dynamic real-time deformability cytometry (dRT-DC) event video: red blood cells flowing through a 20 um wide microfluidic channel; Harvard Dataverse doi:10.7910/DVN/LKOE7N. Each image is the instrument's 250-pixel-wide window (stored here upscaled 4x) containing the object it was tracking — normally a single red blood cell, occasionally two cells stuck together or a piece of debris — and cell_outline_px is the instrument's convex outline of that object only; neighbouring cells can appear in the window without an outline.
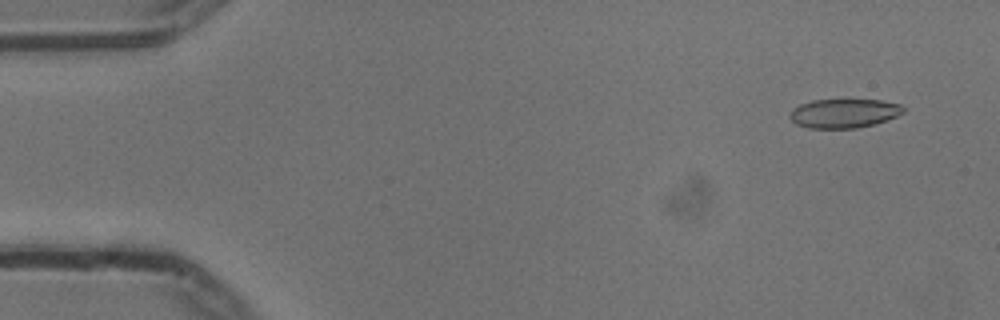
{"species": "common noctule bat (a hibernating species)", "species_latin": "Nyctalus noctula", "temperature_condition": "cold", "stored_images_in_passage": 53, "camera_frame_rate_fps": 3000, "um_per_image_px": 0.085, "animal": {"sex": "male", "body_mass_g": 13.3}, "frame": {"image": 1, "passage_image": 2, "time_ms": 0.333, "image_size_px": [1000, 320], "cell_outline_px": [[904, 112], [888, 120], [856, 128], [808, 128], [796, 124], [788, 116], [788, 112], [792, 108], [800, 104], [812, 100], [880, 100], [900, 104], [904, 108]], "centroid_in_image_um": [71.69, 9.63], "position_along_channel_um": 13.3, "area_um2": 19.25}}
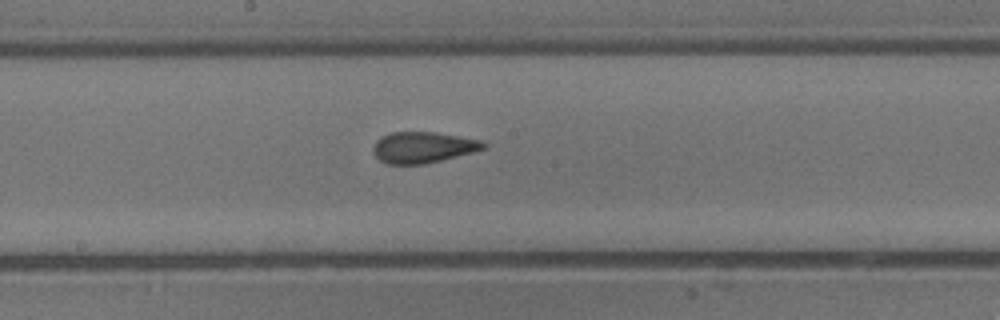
{"frame": {"image": 2, "passage_image": 27, "time_ms": 8.667, "image_size_px": [1000, 320], "cell_outline_px": [[488, 144], [484, 148], [472, 152], [424, 164], [388, 164], [380, 160], [376, 156], [372, 148], [376, 140], [380, 136], [392, 132], [436, 132], [484, 140]], "centroid_in_image_um": [35.95, 12.51], "position_along_channel_um": 212.2, "area_um2": 20.0}}
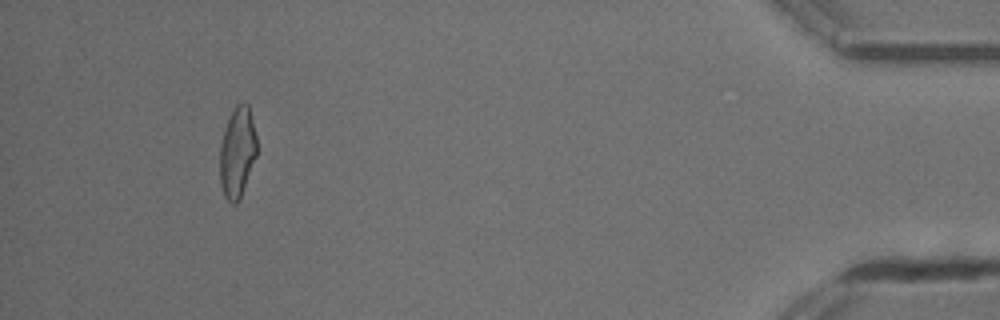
{"frame": {"image": 3, "passage_image": 49, "time_ms": 16.0, "image_size_px": [1000, 320], "cell_outline_px": [[256, 156], [240, 200], [236, 204], [232, 204], [224, 196], [220, 184], [220, 144], [224, 128], [236, 104], [244, 100], [248, 104], [256, 136]], "centroid_in_image_um": [20.16, 12.96], "position_along_channel_um": 415.0, "area_um2": 19.59}, "authors_computed_cell_mechanics": {"area_um2": 19.9988, "velocity_mm_per_s": 3.7444, "shape_relaxation_time_tau1_ms": null, "shape_relaxation_time_tau2_ms": 1.338, "deformation_change_tau1": null, "deformation_change_tau2": 0.0971}}